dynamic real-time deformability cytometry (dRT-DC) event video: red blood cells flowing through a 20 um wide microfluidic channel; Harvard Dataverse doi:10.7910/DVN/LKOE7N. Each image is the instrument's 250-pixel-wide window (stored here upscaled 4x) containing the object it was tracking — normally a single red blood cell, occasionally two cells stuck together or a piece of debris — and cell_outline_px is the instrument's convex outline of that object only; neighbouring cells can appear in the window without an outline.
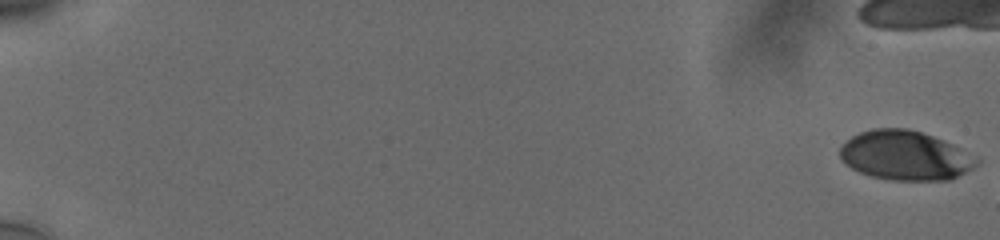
{"species": "human", "species_latin": "Homo sapiens", "temperature_condition": "cold", "stored_images_in_passage": 10, "camera_frame_rate_fps": 3000, "um_per_image_px": 0.085, "donor": {"sex": "male"}, "frame": {"image": 1, "passage_image": 1, "time_ms": 0.0, "image_size_px": [1000, 240], "cell_outline_px": [[980, 164], [948, 180], [888, 180], [872, 176], [860, 172], [852, 168], [840, 156], [840, 148], [852, 136], [860, 132], [872, 128], [908, 128], [932, 136], [952, 144], [980, 160]], "centroid_in_image_um": [76.94, 13.21], "position_along_channel_um": 8.1, "area_um2": 38.84}}